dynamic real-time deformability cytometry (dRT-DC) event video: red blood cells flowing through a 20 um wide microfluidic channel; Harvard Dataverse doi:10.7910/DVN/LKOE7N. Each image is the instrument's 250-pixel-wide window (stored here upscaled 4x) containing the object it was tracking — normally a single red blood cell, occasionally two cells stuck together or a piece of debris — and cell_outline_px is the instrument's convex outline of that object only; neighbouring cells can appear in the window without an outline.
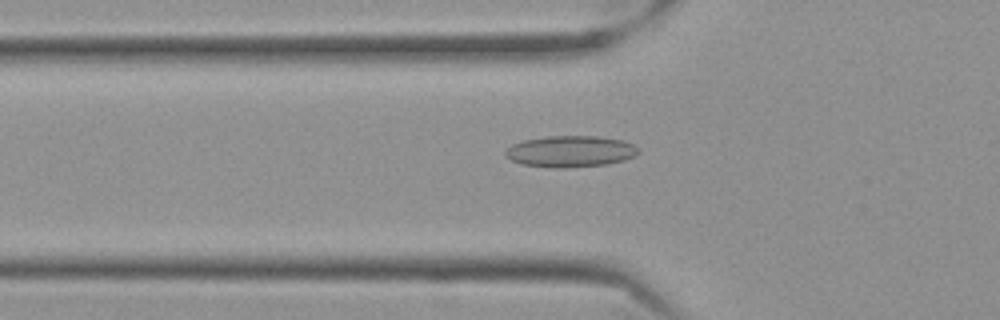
{"species": "Egyptian fruit bat (a non-hibernating species)", "species_latin": "Rousettus aegyptiacus", "temperature_condition": "cold", "stored_images_in_passage": 58, "camera_frame_rate_fps": 3000, "um_per_image_px": 0.085, "frame": {"image": 1, "passage_image": 20, "time_ms": 6.333, "image_size_px": [1000, 320], "cell_outline_px": [[640, 152], [624, 160], [608, 164], [564, 168], [552, 168], [520, 164], [504, 156], [504, 152], [512, 144], [524, 140], [548, 136], [596, 136], [624, 140], [640, 148]], "centroid_in_image_um": [48.48, 12.87], "position_along_channel_um": 77.3, "area_um2": 24.45}}
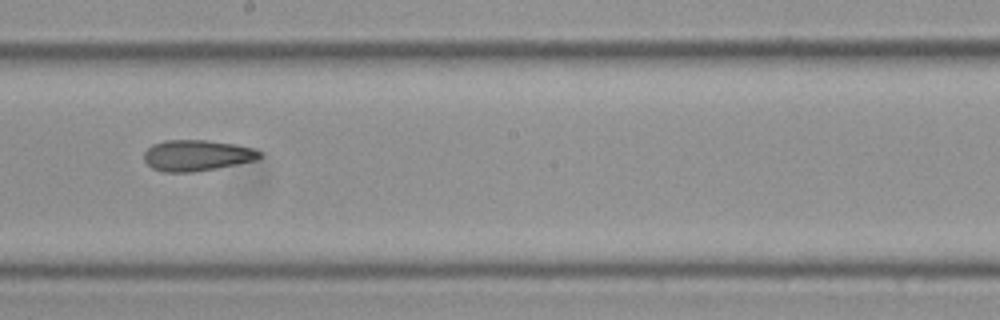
{"frame": {"image": 2, "passage_image": 33, "time_ms": 10.667, "image_size_px": [1000, 320], "cell_outline_px": [[264, 156], [256, 160], [216, 168], [192, 172], [164, 172], [152, 168], [144, 160], [144, 152], [152, 144], [164, 140], [208, 140], [236, 144], [252, 148], [260, 152]], "centroid_in_image_um": [16.73, 13.2], "position_along_channel_um": 231.5, "area_um2": 20.92}}
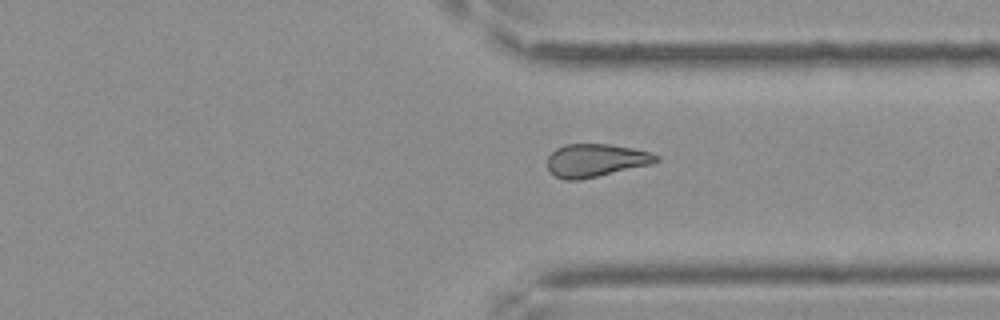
{"frame": {"image": 3, "passage_image": 44, "time_ms": 14.333, "image_size_px": [1000, 320], "cell_outline_px": [[660, 160], [652, 164], [580, 180], [564, 180], [556, 176], [548, 168], [548, 156], [556, 148], [564, 144], [608, 144], [632, 148], [648, 152], [660, 156]], "centroid_in_image_um": [50.64, 13.63], "position_along_channel_um": 360.8, "area_um2": 20.87}, "authors_computed_cell_mechanics": {"area_um2": 21.3571, "velocity_mm_per_s": 3.5285, "shape_relaxation_time_tau1_ms": null, "shape_relaxation_time_tau2_ms": 6.4566, "deformation_change_tau1": null, "deformation_change_tau2": 0.1569}}